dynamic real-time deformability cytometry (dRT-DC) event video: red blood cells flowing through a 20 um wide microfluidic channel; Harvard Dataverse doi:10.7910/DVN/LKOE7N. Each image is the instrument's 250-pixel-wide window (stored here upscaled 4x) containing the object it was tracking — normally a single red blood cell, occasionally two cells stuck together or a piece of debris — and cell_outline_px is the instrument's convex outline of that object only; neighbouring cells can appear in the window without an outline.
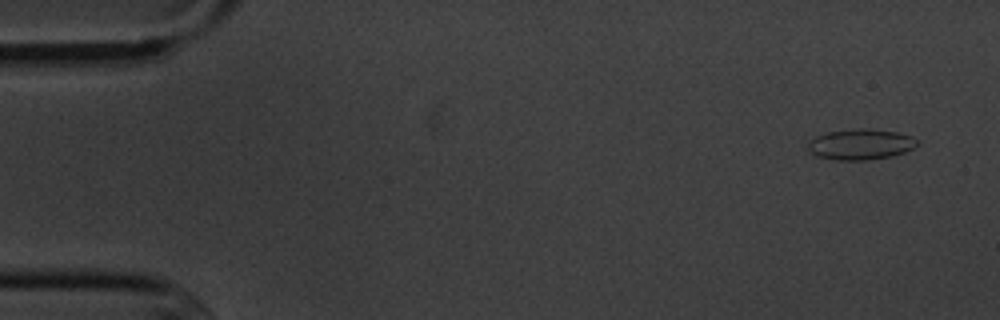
{"species": "common noctule bat (a hibernating species)", "species_latin": "Nyctalus noctula", "temperature_condition": "cold", "stored_images_in_passage": 6, "camera_frame_rate_fps": 3000, "um_per_image_px": 0.085, "animal": {"sex": "male", "body_mass_g": 20.1, "forearm_length_mm": 53.5}, "frame": {"image": 1, "passage_image": 1, "time_ms": 0.0, "image_size_px": [1000, 320], "cell_outline_px": [[916, 144], [912, 148], [904, 152], [892, 156], [864, 160], [832, 160], [816, 156], [808, 148], [808, 140], [816, 136], [828, 132], [860, 128], [872, 128], [896, 132], [912, 136], [916, 140]], "centroid_in_image_um": [73.12, 12.26], "position_along_channel_um": 11.9, "area_um2": 19.48}}
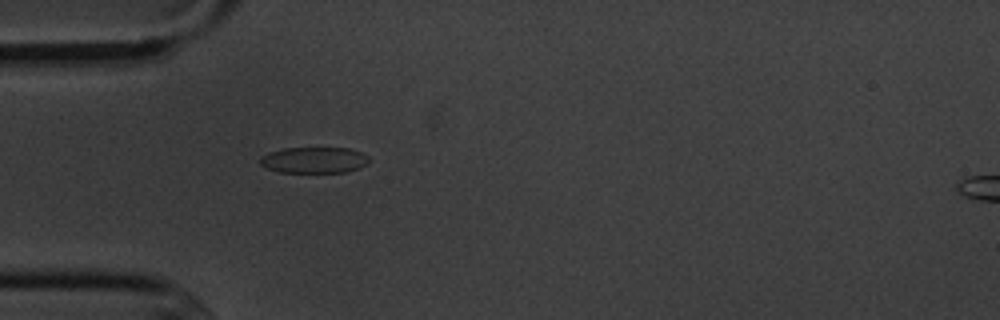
{"frame": {"image": 2, "passage_image": 5, "time_ms": 4.333, "image_size_px": [1000, 320], "cell_outline_px": [[372, 160], [360, 168], [344, 172], [280, 172], [268, 168], [260, 164], [260, 156], [268, 152], [284, 148], [348, 148], [360, 152], [368, 156]], "centroid_in_image_um": [26.71, 13.6], "position_along_channel_um": 58.3, "area_um2": 16.59}}